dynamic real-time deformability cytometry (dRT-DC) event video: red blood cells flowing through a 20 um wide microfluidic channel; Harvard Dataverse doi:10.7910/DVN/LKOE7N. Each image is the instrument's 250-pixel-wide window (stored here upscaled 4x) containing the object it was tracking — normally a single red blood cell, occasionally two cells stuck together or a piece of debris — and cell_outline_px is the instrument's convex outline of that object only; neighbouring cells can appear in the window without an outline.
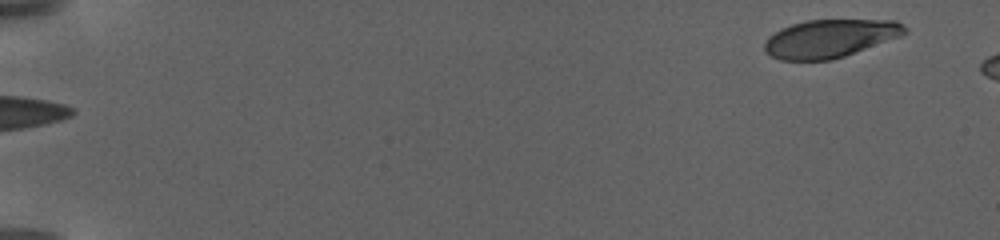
{"species": "human", "species_latin": "Homo sapiens", "temperature_condition": "warm", "stored_images_in_passage": 47, "camera_frame_rate_fps": 3000, "um_per_image_px": 0.085, "donor": {"sex": "female"}, "frame": {"image": 1, "passage_image": 1, "time_ms": 0.0, "image_size_px": [1000, 240], "cell_outline_px": [[908, 32], [900, 36], [844, 56], [828, 60], [780, 60], [768, 56], [764, 52], [764, 44], [768, 36], [792, 24], [808, 20], [896, 20], [904, 24], [908, 28]], "centroid_in_image_um": [70.54, 3.27], "position_along_channel_um": 14.5, "area_um2": 31.04}}
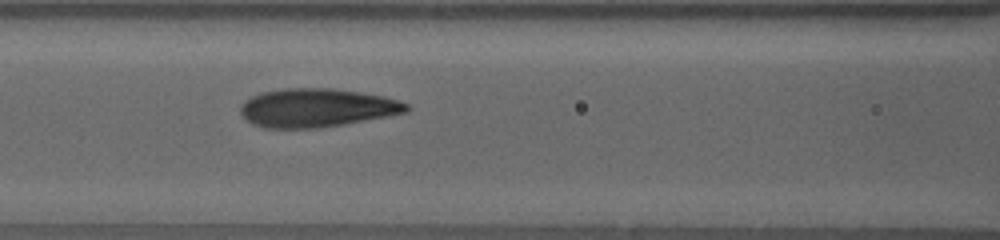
{"frame": {"image": 2, "passage_image": 20, "time_ms": 10.0, "image_size_px": [1000, 240], "cell_outline_px": [[408, 108], [404, 112], [384, 116], [320, 128], [264, 128], [252, 124], [240, 112], [240, 104], [244, 100], [260, 92], [284, 88], [332, 88], [380, 96], [396, 100], [408, 104]], "centroid_in_image_um": [26.81, 9.16], "position_along_channel_um": 139.8, "area_um2": 36.76}}
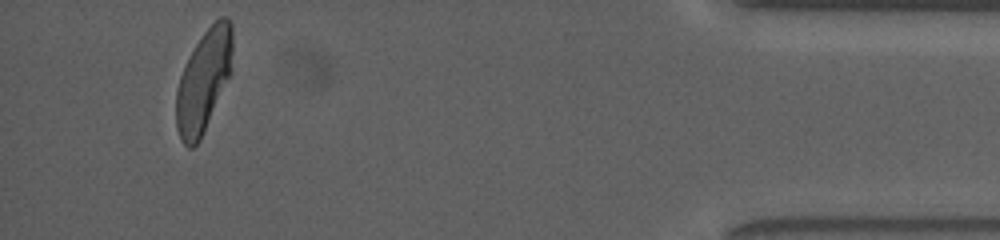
{"frame": {"image": 3, "passage_image": 44, "time_ms": 21.333, "image_size_px": [1000, 240], "cell_outline_px": [[232, 72], [200, 140], [192, 148], [188, 148], [184, 144], [176, 128], [176, 88], [180, 76], [196, 44], [204, 32], [220, 16], [224, 16], [232, 24]], "centroid_in_image_um": [17.32, 6.89], "position_along_channel_um": 417.9, "area_um2": 33.29}}